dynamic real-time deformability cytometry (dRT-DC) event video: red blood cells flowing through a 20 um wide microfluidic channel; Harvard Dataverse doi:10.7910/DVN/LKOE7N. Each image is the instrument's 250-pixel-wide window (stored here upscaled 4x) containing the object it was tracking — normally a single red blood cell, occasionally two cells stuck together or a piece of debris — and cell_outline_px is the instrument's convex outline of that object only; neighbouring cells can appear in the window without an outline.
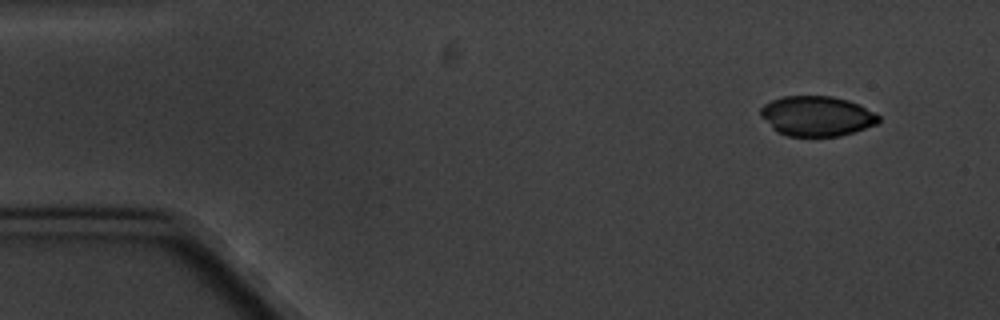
{"species": "common noctule bat (a hibernating species)", "species_latin": "Nyctalus noctula", "temperature_condition": "cold", "stored_images_in_passage": 6, "camera_frame_rate_fps": 3000, "um_per_image_px": 0.085, "animal": {"sex": "male", "body_mass_g": 20.1, "forearm_length_mm": 53.5}, "frame": {"image": 1, "passage_image": 2, "time_ms": 1.0, "image_size_px": [1000, 320], "cell_outline_px": [[880, 120], [876, 124], [840, 136], [788, 136], [776, 132], [760, 116], [760, 108], [764, 104], [772, 100], [784, 96], [832, 96], [848, 100], [880, 116]], "centroid_in_image_um": [69.37, 9.87], "position_along_channel_um": 15.6, "area_um2": 27.34}}